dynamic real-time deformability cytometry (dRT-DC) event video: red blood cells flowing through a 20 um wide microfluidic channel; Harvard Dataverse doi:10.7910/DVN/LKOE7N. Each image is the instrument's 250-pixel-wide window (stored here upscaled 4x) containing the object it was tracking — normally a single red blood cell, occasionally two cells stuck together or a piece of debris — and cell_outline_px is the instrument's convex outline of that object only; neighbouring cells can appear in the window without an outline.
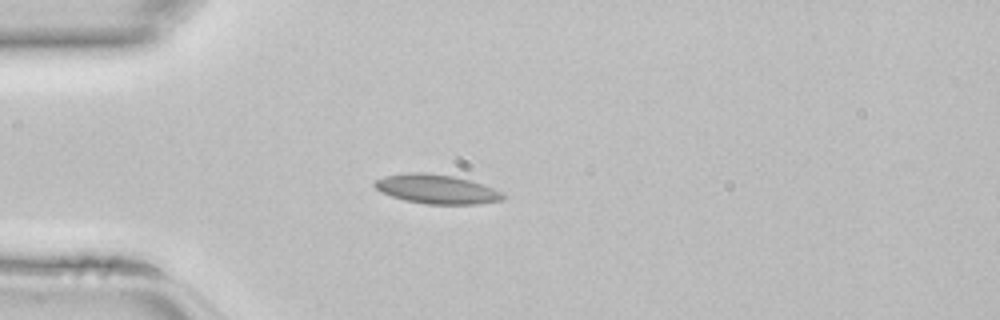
{"species": "common noctule bat (a hibernating species)", "species_latin": "Nyctalus noctula", "temperature_condition": "room temperature", "stored_images_in_passage": 28, "camera_frame_rate_fps": 3000, "um_per_image_px": 0.085, "animal": {"sex": "female", "body_mass_g": 22.7, "forearm_length_mm": 54.2}, "frame": {"image": 1, "passage_image": 1, "time_ms": 0.0, "image_size_px": [1000, 320], "cell_outline_px": [[504, 200], [480, 204], [424, 204], [404, 200], [380, 192], [372, 184], [376, 180], [384, 176], [412, 172], [424, 172], [452, 176], [468, 180], [504, 192]], "centroid_in_image_um": [37.1, 16.08], "position_along_channel_um": 47.9, "area_um2": 21.79}}
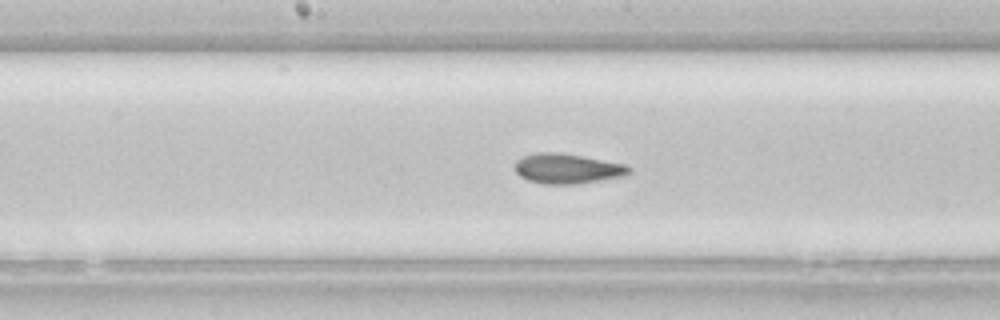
{"frame": {"image": 2, "passage_image": 12, "time_ms": 3.667, "image_size_px": [1000, 320], "cell_outline_px": [[632, 172], [628, 176], [580, 184], [544, 184], [528, 180], [520, 176], [516, 172], [516, 160], [524, 156], [536, 152], [556, 152], [580, 156], [624, 164], [632, 168]], "centroid_in_image_um": [48.27, 14.35], "position_along_channel_um": 199.9, "area_um2": 20.06}}
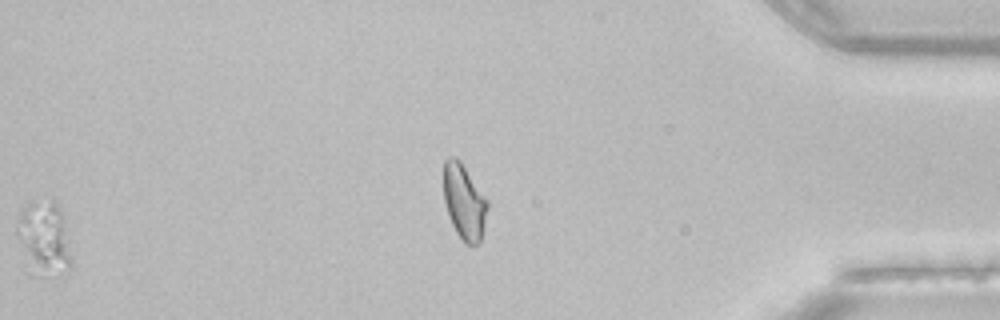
{"frame": {"image": 3, "passage_image": 27, "time_ms": 8.667, "image_size_px": [1000, 320], "cell_outline_px": [[68, 268], [40, 276], [36, 276], [24, 272], [16, 236], [16, 228], [20, 212], [28, 204], [52, 200], [56, 200], [60, 212], [68, 240]], "centroid_in_image_um": [3.59, 20.3], "position_along_channel_um": 431.6, "area_um2": 23.24}}